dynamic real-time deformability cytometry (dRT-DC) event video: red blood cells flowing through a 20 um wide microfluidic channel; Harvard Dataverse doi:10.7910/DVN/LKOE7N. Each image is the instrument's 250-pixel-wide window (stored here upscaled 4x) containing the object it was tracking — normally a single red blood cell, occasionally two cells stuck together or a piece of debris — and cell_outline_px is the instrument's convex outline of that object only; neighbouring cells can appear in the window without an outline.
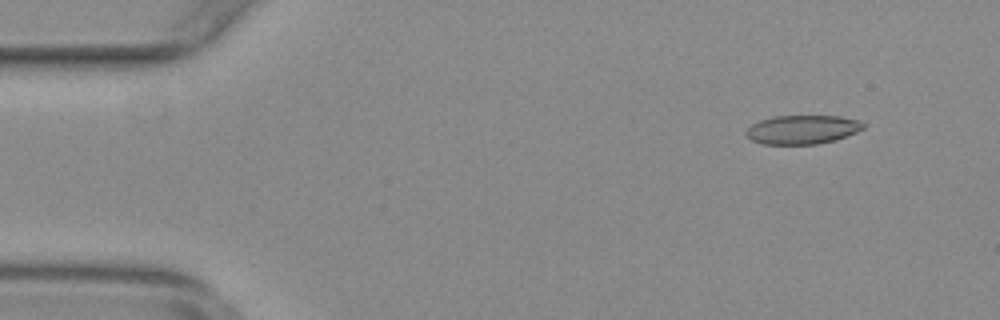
{"species": "common noctule bat (a hibernating species)", "species_latin": "Nyctalus noctula", "temperature_condition": "warm", "stored_images_in_passage": 49, "camera_frame_rate_fps": 3000, "um_per_image_px": 0.085, "animal": {"sex": "female", "body_mass_g": 29.2, "forearm_length_mm": 56.3}, "frame": {"image": 1, "passage_image": 5, "time_ms": 1.333, "image_size_px": [1000, 320], "cell_outline_px": [[864, 128], [856, 132], [832, 140], [816, 144], [764, 144], [752, 140], [744, 132], [752, 124], [760, 120], [772, 116], [840, 116], [860, 120], [864, 124]], "centroid_in_image_um": [68.18, 11.0], "position_along_channel_um": 16.8, "area_um2": 19.54}}
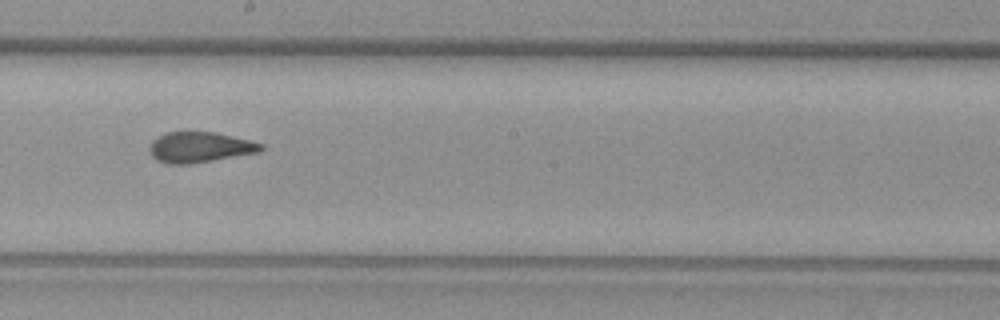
{"frame": {"image": 2, "passage_image": 30, "time_ms": 9.667, "image_size_px": [1000, 320], "cell_outline_px": [[264, 148], [260, 152], [192, 164], [168, 164], [156, 160], [152, 156], [148, 148], [152, 140], [168, 132], [216, 132], [264, 144]], "centroid_in_image_um": [16.98, 12.53], "position_along_channel_um": 231.2, "area_um2": 19.88}}
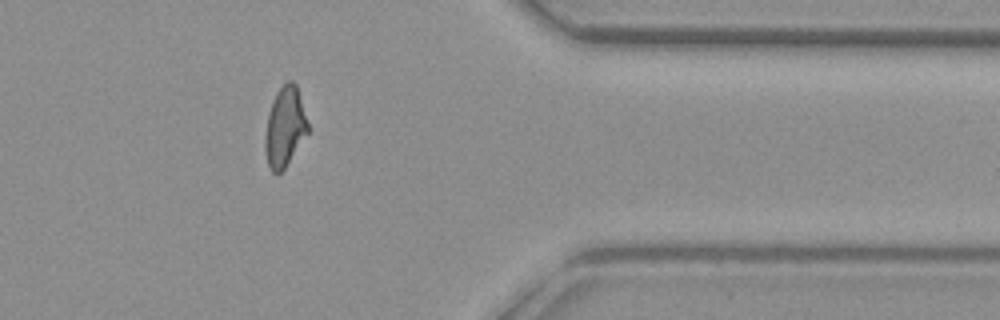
{"frame": {"image": 3, "passage_image": 44, "time_ms": 14.333, "image_size_px": [1000, 320], "cell_outline_px": [[308, 132], [284, 168], [276, 176], [272, 172], [268, 164], [264, 148], [264, 140], [268, 116], [272, 100], [276, 92], [288, 80], [292, 80], [296, 84], [308, 124]], "centroid_in_image_um": [24.19, 10.79], "position_along_channel_um": 387.2, "area_um2": 19.59}, "authors_computed_cell_mechanics": {"area_um2": 20.0566, "velocity_mm_per_s": 3.7694, "shape_relaxation_time_tau1_ms": null, "shape_relaxation_time_tau2_ms": 1.674, "deformation_change_tau1": null, "deformation_change_tau2": 0.0888}}